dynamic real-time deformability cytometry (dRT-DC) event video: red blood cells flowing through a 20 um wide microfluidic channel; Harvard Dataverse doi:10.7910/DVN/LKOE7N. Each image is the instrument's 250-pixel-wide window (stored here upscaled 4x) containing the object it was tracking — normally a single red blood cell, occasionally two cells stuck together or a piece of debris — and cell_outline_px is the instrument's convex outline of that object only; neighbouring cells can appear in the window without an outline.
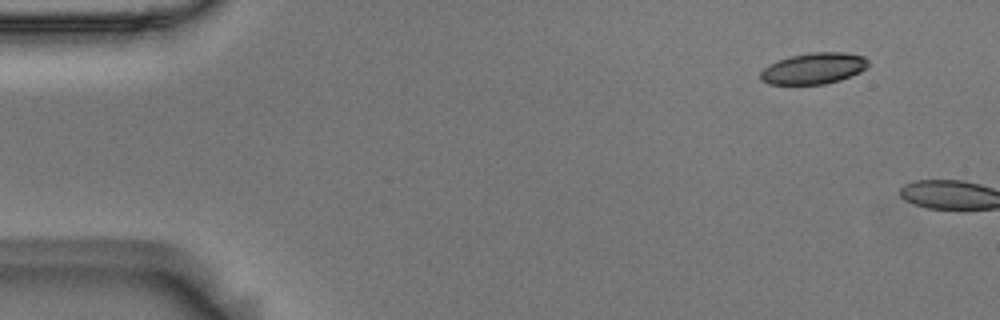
{"species": "Egyptian fruit bat (a non-hibernating species)", "species_latin": "Rousettus aegyptiacus", "temperature_condition": "room temperature", "stored_images_in_passage": 3, "camera_frame_rate_fps": 3000, "um_per_image_px": 0.085, "animal": {"sex": "male"}, "frame": {"image": 1, "passage_image": 2, "time_ms": 0.333, "image_size_px": [1000, 320], "cell_outline_px": [[868, 64], [860, 72], [840, 80], [824, 84], [768, 84], [760, 80], [760, 72], [768, 64], [792, 56], [812, 52], [844, 52], [864, 56], [868, 60]], "centroid_in_image_um": [69.15, 5.82], "position_along_channel_um": 15.9, "area_um2": 19.48}}